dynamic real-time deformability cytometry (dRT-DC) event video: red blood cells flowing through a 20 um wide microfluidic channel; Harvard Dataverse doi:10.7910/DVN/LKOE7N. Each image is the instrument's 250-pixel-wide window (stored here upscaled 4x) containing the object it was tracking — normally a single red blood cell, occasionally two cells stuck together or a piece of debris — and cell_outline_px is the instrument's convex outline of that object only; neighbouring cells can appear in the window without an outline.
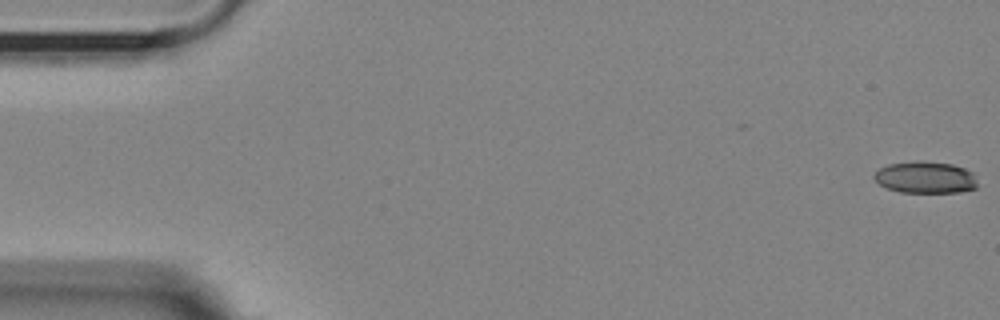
{"species": "Egyptian fruit bat (a non-hibernating species)", "species_latin": "Rousettus aegyptiacus", "temperature_condition": "room temperature", "stored_images_in_passage": 16, "camera_frame_rate_fps": 3000, "um_per_image_px": 0.085, "animal": {"sex": "female"}, "frame": {"image": 1, "passage_image": 1, "time_ms": 0.0, "image_size_px": [1000, 320], "cell_outline_px": [[976, 188], [956, 192], [900, 192], [888, 188], [880, 184], [872, 176], [880, 168], [888, 164], [916, 160], [924, 160], [952, 164], [964, 168], [972, 172], [976, 180]], "centroid_in_image_um": [78.65, 15.06], "position_along_channel_um": 6.4, "area_um2": 19.13}}